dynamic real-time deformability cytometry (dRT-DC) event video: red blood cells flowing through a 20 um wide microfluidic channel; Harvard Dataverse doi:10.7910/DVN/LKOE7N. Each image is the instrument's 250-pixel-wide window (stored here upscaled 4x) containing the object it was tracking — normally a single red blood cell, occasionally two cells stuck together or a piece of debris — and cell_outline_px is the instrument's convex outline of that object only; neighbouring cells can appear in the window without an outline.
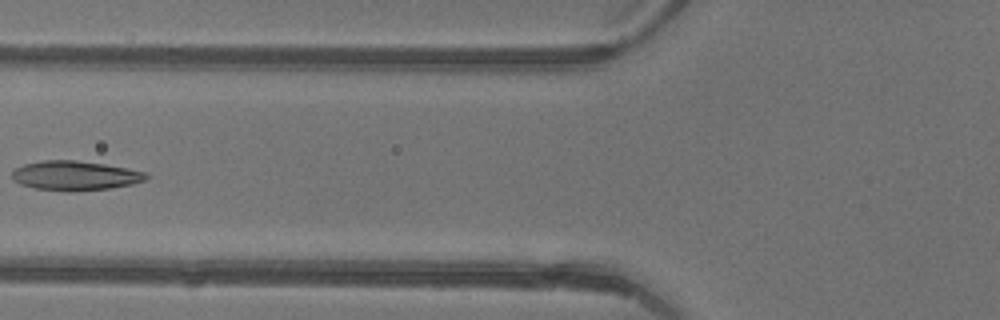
{"species": "common noctule bat (a hibernating species)", "species_latin": "Nyctalus noctula", "temperature_condition": "warm", "stored_images_in_passage": 5, "camera_frame_rate_fps": 3000, "um_per_image_px": 0.085, "animal": {"sex": "female"}, "frame": {"image": 1, "passage_image": 5, "time_ms": 1.333, "image_size_px": [1000, 320], "cell_outline_px": [[148, 176], [144, 180], [132, 184], [108, 188], [72, 192], [68, 192], [36, 188], [20, 184], [12, 180], [12, 172], [16, 168], [24, 164], [44, 160], [76, 160], [104, 164], [144, 172]], "centroid_in_image_um": [6.33, 14.93], "position_along_channel_um": 119.5, "area_um2": 22.83}}